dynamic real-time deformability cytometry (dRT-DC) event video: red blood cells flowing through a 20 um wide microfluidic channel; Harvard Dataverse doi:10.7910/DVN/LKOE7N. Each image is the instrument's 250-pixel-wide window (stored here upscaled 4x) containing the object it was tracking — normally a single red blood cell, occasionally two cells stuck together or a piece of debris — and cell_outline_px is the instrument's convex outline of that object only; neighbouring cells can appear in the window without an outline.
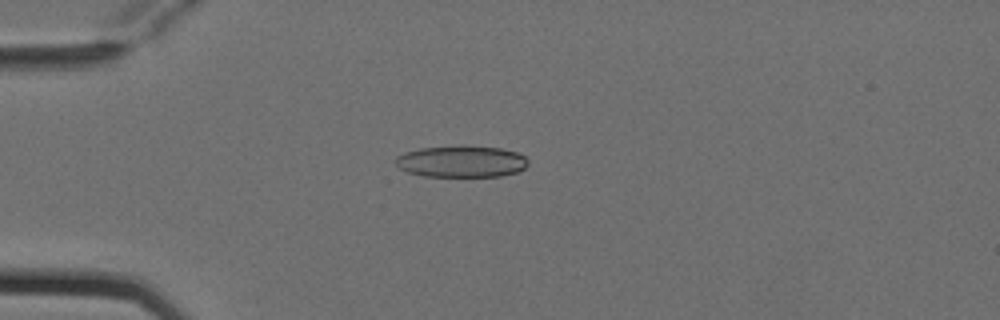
{"species": "Egyptian fruit bat (a non-hibernating species)", "species_latin": "Rousettus aegyptiacus", "temperature_condition": "cold", "stored_images_in_passage": 7, "camera_frame_rate_fps": 3000, "um_per_image_px": 0.085, "animal": {"sex": "female"}, "frame": {"image": 1, "passage_image": 4, "time_ms": 1.0, "image_size_px": [1000, 320], "cell_outline_px": [[528, 164], [524, 168], [516, 172], [500, 176], [424, 176], [408, 172], [400, 168], [396, 164], [396, 156], [420, 148], [460, 144], [464, 144], [500, 148], [516, 152], [524, 156], [528, 160]], "centroid_in_image_um": [39.23, 13.7], "position_along_channel_um": 45.8, "area_um2": 24.62}}
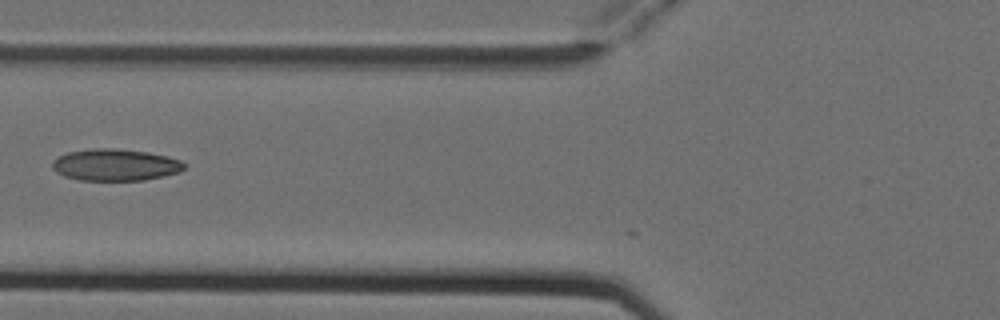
{"frame": {"image": 2, "passage_image": 6, "time_ms": 1.667, "image_size_px": [1000, 320], "cell_outline_px": [[184, 168], [180, 172], [164, 176], [144, 180], [80, 180], [64, 176], [56, 172], [52, 168], [52, 160], [68, 152], [92, 148], [116, 148], [148, 152], [168, 156], [180, 160], [184, 164]], "centroid_in_image_um": [9.79, 14.01], "position_along_channel_um": 116.0, "area_um2": 24.51}}
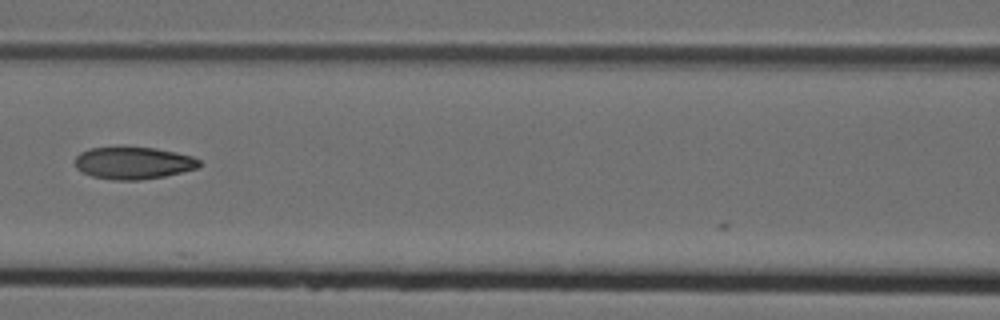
{"frame": {"image": 3, "passage_image": 7, "time_ms": 2.0, "image_size_px": [1000, 320], "cell_outline_px": [[200, 164], [196, 168], [164, 176], [140, 180], [112, 180], [92, 176], [80, 172], [76, 168], [76, 156], [80, 152], [88, 148], [156, 148], [176, 152], [192, 156], [200, 160]], "centroid_in_image_um": [11.31, 13.86], "position_along_channel_um": 155.3, "area_um2": 23.12}}